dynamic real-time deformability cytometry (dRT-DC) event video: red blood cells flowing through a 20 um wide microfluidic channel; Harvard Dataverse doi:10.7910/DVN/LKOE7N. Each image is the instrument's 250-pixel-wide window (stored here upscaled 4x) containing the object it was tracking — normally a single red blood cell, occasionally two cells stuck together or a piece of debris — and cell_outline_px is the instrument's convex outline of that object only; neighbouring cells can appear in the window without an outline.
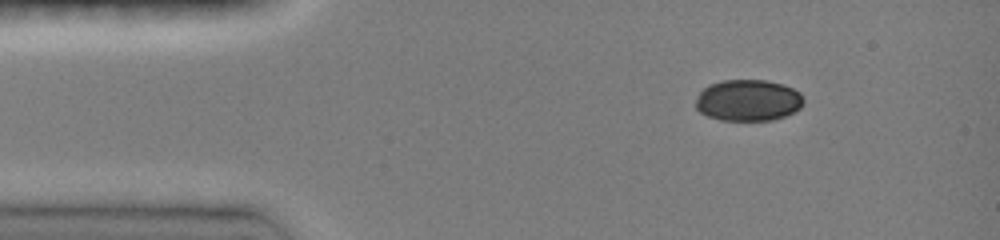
{"species": "common noctule bat (a hibernating species)", "species_latin": "Nyctalus noctula", "temperature_condition": "room temperature", "stored_images_in_passage": 8, "camera_frame_rate_fps": 3000, "um_per_image_px": 0.085, "animal": {"sex": "female", "body_mass_g": 19.0, "forearm_length_mm": 51.5}, "frame": {"image": 1, "passage_image": 1, "time_ms": 0.0, "image_size_px": [1000, 240], "cell_outline_px": [[804, 100], [800, 108], [784, 116], [772, 120], [720, 120], [708, 116], [700, 112], [696, 108], [696, 100], [700, 92], [704, 88], [712, 84], [724, 80], [764, 80], [784, 84], [800, 92]], "centroid_in_image_um": [63.6, 8.53], "position_along_channel_um": 21.4, "area_um2": 25.89}}
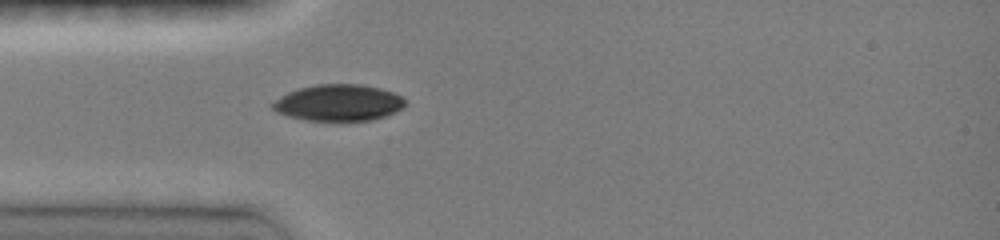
{"frame": {"image": 2, "passage_image": 3, "time_ms": 2.333, "image_size_px": [1000, 240], "cell_outline_px": [[404, 108], [396, 112], [372, 120], [340, 124], [304, 120], [288, 116], [276, 112], [268, 104], [280, 96], [296, 88], [316, 84], [364, 84], [396, 92], [404, 100]], "centroid_in_image_um": [28.75, 8.77], "position_along_channel_um": 56.3, "area_um2": 29.42}}
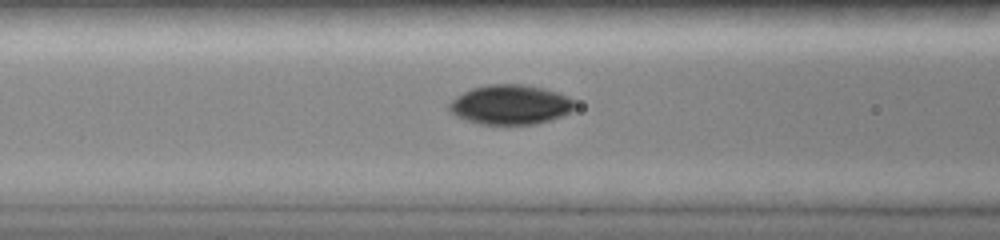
{"frame": {"image": 3, "passage_image": 7, "time_ms": 4.0, "image_size_px": [1000, 240], "cell_outline_px": [[576, 108], [572, 112], [536, 124], [480, 124], [464, 120], [448, 112], [448, 104], [456, 96], [472, 88], [488, 84], [524, 84], [544, 88], [568, 96], [576, 104]], "centroid_in_image_um": [43.36, 8.89], "position_along_channel_um": 123.2, "area_um2": 29.19}}